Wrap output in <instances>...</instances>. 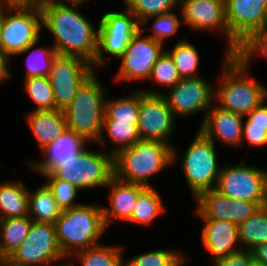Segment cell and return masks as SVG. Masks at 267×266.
I'll list each match as a JSON object with an SVG mask.
<instances>
[{
  "instance_id": "obj_1",
  "label": "cell",
  "mask_w": 267,
  "mask_h": 266,
  "mask_svg": "<svg viewBox=\"0 0 267 266\" xmlns=\"http://www.w3.org/2000/svg\"><path fill=\"white\" fill-rule=\"evenodd\" d=\"M81 5L83 3L49 0L41 9L42 26L53 34V47L58 54L82 58L93 66L98 28L76 10Z\"/></svg>"
},
{
  "instance_id": "obj_2",
  "label": "cell",
  "mask_w": 267,
  "mask_h": 266,
  "mask_svg": "<svg viewBox=\"0 0 267 266\" xmlns=\"http://www.w3.org/2000/svg\"><path fill=\"white\" fill-rule=\"evenodd\" d=\"M214 98L220 108L246 116L267 100V87L248 74L250 66L238 54H226Z\"/></svg>"
},
{
  "instance_id": "obj_3",
  "label": "cell",
  "mask_w": 267,
  "mask_h": 266,
  "mask_svg": "<svg viewBox=\"0 0 267 266\" xmlns=\"http://www.w3.org/2000/svg\"><path fill=\"white\" fill-rule=\"evenodd\" d=\"M175 148L161 141L140 139L113 156L114 176L128 183L152 187L148 179L178 159Z\"/></svg>"
},
{
  "instance_id": "obj_4",
  "label": "cell",
  "mask_w": 267,
  "mask_h": 266,
  "mask_svg": "<svg viewBox=\"0 0 267 266\" xmlns=\"http://www.w3.org/2000/svg\"><path fill=\"white\" fill-rule=\"evenodd\" d=\"M94 72L78 88L76 96L64 111L68 129L87 142L96 141L105 147L102 131L106 113V98L103 85ZM103 144V145H102Z\"/></svg>"
},
{
  "instance_id": "obj_5",
  "label": "cell",
  "mask_w": 267,
  "mask_h": 266,
  "mask_svg": "<svg viewBox=\"0 0 267 266\" xmlns=\"http://www.w3.org/2000/svg\"><path fill=\"white\" fill-rule=\"evenodd\" d=\"M54 224L58 245L66 258L101 244L99 237L107 229L102 206L95 204L65 209Z\"/></svg>"
},
{
  "instance_id": "obj_6",
  "label": "cell",
  "mask_w": 267,
  "mask_h": 266,
  "mask_svg": "<svg viewBox=\"0 0 267 266\" xmlns=\"http://www.w3.org/2000/svg\"><path fill=\"white\" fill-rule=\"evenodd\" d=\"M56 179L77 189L106 187L114 176L113 156L104 151L81 150L76 158L63 160L49 171Z\"/></svg>"
},
{
  "instance_id": "obj_7",
  "label": "cell",
  "mask_w": 267,
  "mask_h": 266,
  "mask_svg": "<svg viewBox=\"0 0 267 266\" xmlns=\"http://www.w3.org/2000/svg\"><path fill=\"white\" fill-rule=\"evenodd\" d=\"M215 144L198 130L184 152L181 167L194 199L201 192L216 187L221 167Z\"/></svg>"
},
{
  "instance_id": "obj_8",
  "label": "cell",
  "mask_w": 267,
  "mask_h": 266,
  "mask_svg": "<svg viewBox=\"0 0 267 266\" xmlns=\"http://www.w3.org/2000/svg\"><path fill=\"white\" fill-rule=\"evenodd\" d=\"M239 164L221 166L214 189L235 200L267 206V170L247 166L244 161Z\"/></svg>"
},
{
  "instance_id": "obj_9",
  "label": "cell",
  "mask_w": 267,
  "mask_h": 266,
  "mask_svg": "<svg viewBox=\"0 0 267 266\" xmlns=\"http://www.w3.org/2000/svg\"><path fill=\"white\" fill-rule=\"evenodd\" d=\"M41 11L35 9L7 8L3 6L0 28V50L9 60L40 39Z\"/></svg>"
},
{
  "instance_id": "obj_10",
  "label": "cell",
  "mask_w": 267,
  "mask_h": 266,
  "mask_svg": "<svg viewBox=\"0 0 267 266\" xmlns=\"http://www.w3.org/2000/svg\"><path fill=\"white\" fill-rule=\"evenodd\" d=\"M140 30V23L136 16L124 9L121 12L104 13L98 25L97 50L93 69L95 66H105L106 56L104 52L111 56L118 57L124 53L131 38Z\"/></svg>"
},
{
  "instance_id": "obj_11",
  "label": "cell",
  "mask_w": 267,
  "mask_h": 266,
  "mask_svg": "<svg viewBox=\"0 0 267 266\" xmlns=\"http://www.w3.org/2000/svg\"><path fill=\"white\" fill-rule=\"evenodd\" d=\"M63 259L55 224L32 222L27 238L6 260L16 266H50Z\"/></svg>"
},
{
  "instance_id": "obj_12",
  "label": "cell",
  "mask_w": 267,
  "mask_h": 266,
  "mask_svg": "<svg viewBox=\"0 0 267 266\" xmlns=\"http://www.w3.org/2000/svg\"><path fill=\"white\" fill-rule=\"evenodd\" d=\"M225 15L231 35V54L267 25V0H224Z\"/></svg>"
},
{
  "instance_id": "obj_13",
  "label": "cell",
  "mask_w": 267,
  "mask_h": 266,
  "mask_svg": "<svg viewBox=\"0 0 267 266\" xmlns=\"http://www.w3.org/2000/svg\"><path fill=\"white\" fill-rule=\"evenodd\" d=\"M148 94H163L174 117L190 116L196 112L206 113L214 103L215 87L202 76L181 78V80L165 95L158 90H143Z\"/></svg>"
},
{
  "instance_id": "obj_14",
  "label": "cell",
  "mask_w": 267,
  "mask_h": 266,
  "mask_svg": "<svg viewBox=\"0 0 267 266\" xmlns=\"http://www.w3.org/2000/svg\"><path fill=\"white\" fill-rule=\"evenodd\" d=\"M95 70L90 62L76 56L57 54L48 75L57 110H65L78 88Z\"/></svg>"
},
{
  "instance_id": "obj_15",
  "label": "cell",
  "mask_w": 267,
  "mask_h": 266,
  "mask_svg": "<svg viewBox=\"0 0 267 266\" xmlns=\"http://www.w3.org/2000/svg\"><path fill=\"white\" fill-rule=\"evenodd\" d=\"M142 34L139 30L120 56L121 63L115 80H149L154 64L165 50L164 44Z\"/></svg>"
},
{
  "instance_id": "obj_16",
  "label": "cell",
  "mask_w": 267,
  "mask_h": 266,
  "mask_svg": "<svg viewBox=\"0 0 267 266\" xmlns=\"http://www.w3.org/2000/svg\"><path fill=\"white\" fill-rule=\"evenodd\" d=\"M176 118L163 94H148L140 90L138 132L141 140H157L171 144L169 138Z\"/></svg>"
},
{
  "instance_id": "obj_17",
  "label": "cell",
  "mask_w": 267,
  "mask_h": 266,
  "mask_svg": "<svg viewBox=\"0 0 267 266\" xmlns=\"http://www.w3.org/2000/svg\"><path fill=\"white\" fill-rule=\"evenodd\" d=\"M181 20L194 31H218L227 37L226 54H231V35L224 0H180Z\"/></svg>"
},
{
  "instance_id": "obj_18",
  "label": "cell",
  "mask_w": 267,
  "mask_h": 266,
  "mask_svg": "<svg viewBox=\"0 0 267 266\" xmlns=\"http://www.w3.org/2000/svg\"><path fill=\"white\" fill-rule=\"evenodd\" d=\"M195 200V213L202 220L230 221L237 226L261 208L255 202L235 200L215 189L201 192Z\"/></svg>"
},
{
  "instance_id": "obj_19",
  "label": "cell",
  "mask_w": 267,
  "mask_h": 266,
  "mask_svg": "<svg viewBox=\"0 0 267 266\" xmlns=\"http://www.w3.org/2000/svg\"><path fill=\"white\" fill-rule=\"evenodd\" d=\"M244 119L246 118L242 115L212 104L211 109L203 116L198 130L214 143L219 139L226 145L240 147Z\"/></svg>"
},
{
  "instance_id": "obj_20",
  "label": "cell",
  "mask_w": 267,
  "mask_h": 266,
  "mask_svg": "<svg viewBox=\"0 0 267 266\" xmlns=\"http://www.w3.org/2000/svg\"><path fill=\"white\" fill-rule=\"evenodd\" d=\"M110 188L109 207L102 206V212L106 227L113 219L128 221L136 204L139 194L146 186L136 183H128L113 176L108 182Z\"/></svg>"
},
{
  "instance_id": "obj_21",
  "label": "cell",
  "mask_w": 267,
  "mask_h": 266,
  "mask_svg": "<svg viewBox=\"0 0 267 266\" xmlns=\"http://www.w3.org/2000/svg\"><path fill=\"white\" fill-rule=\"evenodd\" d=\"M201 240L213 258L212 262L236 252L239 245L238 226L230 221L203 220Z\"/></svg>"
},
{
  "instance_id": "obj_22",
  "label": "cell",
  "mask_w": 267,
  "mask_h": 266,
  "mask_svg": "<svg viewBox=\"0 0 267 266\" xmlns=\"http://www.w3.org/2000/svg\"><path fill=\"white\" fill-rule=\"evenodd\" d=\"M87 143L83 137L68 129L42 149L45 159L25 162L34 172L44 174L58 163H63V160L76 158V155L84 149Z\"/></svg>"
},
{
  "instance_id": "obj_23",
  "label": "cell",
  "mask_w": 267,
  "mask_h": 266,
  "mask_svg": "<svg viewBox=\"0 0 267 266\" xmlns=\"http://www.w3.org/2000/svg\"><path fill=\"white\" fill-rule=\"evenodd\" d=\"M27 123L41 150L68 130L63 110L30 111Z\"/></svg>"
},
{
  "instance_id": "obj_24",
  "label": "cell",
  "mask_w": 267,
  "mask_h": 266,
  "mask_svg": "<svg viewBox=\"0 0 267 266\" xmlns=\"http://www.w3.org/2000/svg\"><path fill=\"white\" fill-rule=\"evenodd\" d=\"M28 193L21 181L0 183V219L28 216Z\"/></svg>"
},
{
  "instance_id": "obj_25",
  "label": "cell",
  "mask_w": 267,
  "mask_h": 266,
  "mask_svg": "<svg viewBox=\"0 0 267 266\" xmlns=\"http://www.w3.org/2000/svg\"><path fill=\"white\" fill-rule=\"evenodd\" d=\"M32 220L29 216L0 219V260H6L27 238Z\"/></svg>"
},
{
  "instance_id": "obj_26",
  "label": "cell",
  "mask_w": 267,
  "mask_h": 266,
  "mask_svg": "<svg viewBox=\"0 0 267 266\" xmlns=\"http://www.w3.org/2000/svg\"><path fill=\"white\" fill-rule=\"evenodd\" d=\"M28 207V216L33 222L55 223L63 211L46 183L34 193L29 191Z\"/></svg>"
},
{
  "instance_id": "obj_27",
  "label": "cell",
  "mask_w": 267,
  "mask_h": 266,
  "mask_svg": "<svg viewBox=\"0 0 267 266\" xmlns=\"http://www.w3.org/2000/svg\"><path fill=\"white\" fill-rule=\"evenodd\" d=\"M238 238L239 246L249 251L267 242V206L238 225Z\"/></svg>"
},
{
  "instance_id": "obj_28",
  "label": "cell",
  "mask_w": 267,
  "mask_h": 266,
  "mask_svg": "<svg viewBox=\"0 0 267 266\" xmlns=\"http://www.w3.org/2000/svg\"><path fill=\"white\" fill-rule=\"evenodd\" d=\"M158 190L146 187L138 196L127 222L148 225L152 223L162 212H165L164 204Z\"/></svg>"
},
{
  "instance_id": "obj_29",
  "label": "cell",
  "mask_w": 267,
  "mask_h": 266,
  "mask_svg": "<svg viewBox=\"0 0 267 266\" xmlns=\"http://www.w3.org/2000/svg\"><path fill=\"white\" fill-rule=\"evenodd\" d=\"M140 109V89L128 96L106 99L104 121H117L137 125Z\"/></svg>"
},
{
  "instance_id": "obj_30",
  "label": "cell",
  "mask_w": 267,
  "mask_h": 266,
  "mask_svg": "<svg viewBox=\"0 0 267 266\" xmlns=\"http://www.w3.org/2000/svg\"><path fill=\"white\" fill-rule=\"evenodd\" d=\"M122 246L98 244L74 253L81 266H124Z\"/></svg>"
},
{
  "instance_id": "obj_31",
  "label": "cell",
  "mask_w": 267,
  "mask_h": 266,
  "mask_svg": "<svg viewBox=\"0 0 267 266\" xmlns=\"http://www.w3.org/2000/svg\"><path fill=\"white\" fill-rule=\"evenodd\" d=\"M39 39L30 44L24 51L18 53V55H23L25 53H29L26 57V70L25 77H48L53 60L55 56L58 54L54 47L51 48H36L37 44H39Z\"/></svg>"
},
{
  "instance_id": "obj_32",
  "label": "cell",
  "mask_w": 267,
  "mask_h": 266,
  "mask_svg": "<svg viewBox=\"0 0 267 266\" xmlns=\"http://www.w3.org/2000/svg\"><path fill=\"white\" fill-rule=\"evenodd\" d=\"M178 70L181 78L198 77L200 59L196 47L187 40H180L174 44L173 49L167 50Z\"/></svg>"
},
{
  "instance_id": "obj_33",
  "label": "cell",
  "mask_w": 267,
  "mask_h": 266,
  "mask_svg": "<svg viewBox=\"0 0 267 266\" xmlns=\"http://www.w3.org/2000/svg\"><path fill=\"white\" fill-rule=\"evenodd\" d=\"M187 257L180 249H155L124 262V266H184L188 262Z\"/></svg>"
},
{
  "instance_id": "obj_34",
  "label": "cell",
  "mask_w": 267,
  "mask_h": 266,
  "mask_svg": "<svg viewBox=\"0 0 267 266\" xmlns=\"http://www.w3.org/2000/svg\"><path fill=\"white\" fill-rule=\"evenodd\" d=\"M25 89L29 98L37 105L33 111L55 110L56 102L48 77L24 78Z\"/></svg>"
},
{
  "instance_id": "obj_35",
  "label": "cell",
  "mask_w": 267,
  "mask_h": 266,
  "mask_svg": "<svg viewBox=\"0 0 267 266\" xmlns=\"http://www.w3.org/2000/svg\"><path fill=\"white\" fill-rule=\"evenodd\" d=\"M102 131L107 132L109 139L116 144L114 149L108 151L114 156L120 150L133 146L140 140L137 125L117 121H103Z\"/></svg>"
},
{
  "instance_id": "obj_36",
  "label": "cell",
  "mask_w": 267,
  "mask_h": 266,
  "mask_svg": "<svg viewBox=\"0 0 267 266\" xmlns=\"http://www.w3.org/2000/svg\"><path fill=\"white\" fill-rule=\"evenodd\" d=\"M123 2L124 7L131 11L140 23L145 18L172 12L180 0H123Z\"/></svg>"
},
{
  "instance_id": "obj_37",
  "label": "cell",
  "mask_w": 267,
  "mask_h": 266,
  "mask_svg": "<svg viewBox=\"0 0 267 266\" xmlns=\"http://www.w3.org/2000/svg\"><path fill=\"white\" fill-rule=\"evenodd\" d=\"M152 19L154 20L151 27L153 33L147 36L158 42H161L162 44L165 43L164 39L174 36L177 33L182 23V21H180L181 18L178 17L174 12L151 16L140 22V30L142 32H144L145 28H147L148 22H150Z\"/></svg>"
},
{
  "instance_id": "obj_38",
  "label": "cell",
  "mask_w": 267,
  "mask_h": 266,
  "mask_svg": "<svg viewBox=\"0 0 267 266\" xmlns=\"http://www.w3.org/2000/svg\"><path fill=\"white\" fill-rule=\"evenodd\" d=\"M149 79L163 88H172L181 77L170 54L165 50L154 64Z\"/></svg>"
},
{
  "instance_id": "obj_39",
  "label": "cell",
  "mask_w": 267,
  "mask_h": 266,
  "mask_svg": "<svg viewBox=\"0 0 267 266\" xmlns=\"http://www.w3.org/2000/svg\"><path fill=\"white\" fill-rule=\"evenodd\" d=\"M41 175L46 176V184L51 189L53 197L62 210L81 205V203L74 202L77 192L80 191L79 189L68 182L56 179L50 172Z\"/></svg>"
},
{
  "instance_id": "obj_40",
  "label": "cell",
  "mask_w": 267,
  "mask_h": 266,
  "mask_svg": "<svg viewBox=\"0 0 267 266\" xmlns=\"http://www.w3.org/2000/svg\"><path fill=\"white\" fill-rule=\"evenodd\" d=\"M258 54L267 59V25L245 43L238 53L248 65H250V60Z\"/></svg>"
},
{
  "instance_id": "obj_41",
  "label": "cell",
  "mask_w": 267,
  "mask_h": 266,
  "mask_svg": "<svg viewBox=\"0 0 267 266\" xmlns=\"http://www.w3.org/2000/svg\"><path fill=\"white\" fill-rule=\"evenodd\" d=\"M253 258L252 251L240 249L213 262V266H249Z\"/></svg>"
},
{
  "instance_id": "obj_42",
  "label": "cell",
  "mask_w": 267,
  "mask_h": 266,
  "mask_svg": "<svg viewBox=\"0 0 267 266\" xmlns=\"http://www.w3.org/2000/svg\"><path fill=\"white\" fill-rule=\"evenodd\" d=\"M265 102L245 116L247 119L243 122V127L265 128L267 132V104Z\"/></svg>"
},
{
  "instance_id": "obj_43",
  "label": "cell",
  "mask_w": 267,
  "mask_h": 266,
  "mask_svg": "<svg viewBox=\"0 0 267 266\" xmlns=\"http://www.w3.org/2000/svg\"><path fill=\"white\" fill-rule=\"evenodd\" d=\"M246 140L250 146L262 147L267 145V132L265 128L243 127L242 142Z\"/></svg>"
},
{
  "instance_id": "obj_44",
  "label": "cell",
  "mask_w": 267,
  "mask_h": 266,
  "mask_svg": "<svg viewBox=\"0 0 267 266\" xmlns=\"http://www.w3.org/2000/svg\"><path fill=\"white\" fill-rule=\"evenodd\" d=\"M49 0H0V3L7 8L35 9L41 11L42 7Z\"/></svg>"
},
{
  "instance_id": "obj_45",
  "label": "cell",
  "mask_w": 267,
  "mask_h": 266,
  "mask_svg": "<svg viewBox=\"0 0 267 266\" xmlns=\"http://www.w3.org/2000/svg\"><path fill=\"white\" fill-rule=\"evenodd\" d=\"M8 64H10L9 60L3 55L0 50V85L11 78V76L13 75Z\"/></svg>"
},
{
  "instance_id": "obj_46",
  "label": "cell",
  "mask_w": 267,
  "mask_h": 266,
  "mask_svg": "<svg viewBox=\"0 0 267 266\" xmlns=\"http://www.w3.org/2000/svg\"><path fill=\"white\" fill-rule=\"evenodd\" d=\"M253 257L267 266V242L252 250Z\"/></svg>"
},
{
  "instance_id": "obj_47",
  "label": "cell",
  "mask_w": 267,
  "mask_h": 266,
  "mask_svg": "<svg viewBox=\"0 0 267 266\" xmlns=\"http://www.w3.org/2000/svg\"><path fill=\"white\" fill-rule=\"evenodd\" d=\"M249 266H266L262 262L258 261L254 257L251 259Z\"/></svg>"
},
{
  "instance_id": "obj_48",
  "label": "cell",
  "mask_w": 267,
  "mask_h": 266,
  "mask_svg": "<svg viewBox=\"0 0 267 266\" xmlns=\"http://www.w3.org/2000/svg\"><path fill=\"white\" fill-rule=\"evenodd\" d=\"M62 2H78V3H85L87 0H58Z\"/></svg>"
},
{
  "instance_id": "obj_49",
  "label": "cell",
  "mask_w": 267,
  "mask_h": 266,
  "mask_svg": "<svg viewBox=\"0 0 267 266\" xmlns=\"http://www.w3.org/2000/svg\"><path fill=\"white\" fill-rule=\"evenodd\" d=\"M2 16H3V5L0 3V28L2 23Z\"/></svg>"
},
{
  "instance_id": "obj_50",
  "label": "cell",
  "mask_w": 267,
  "mask_h": 266,
  "mask_svg": "<svg viewBox=\"0 0 267 266\" xmlns=\"http://www.w3.org/2000/svg\"><path fill=\"white\" fill-rule=\"evenodd\" d=\"M5 266H16V265L10 264L7 260H5ZM59 266H67V263H64V264L59 265Z\"/></svg>"
},
{
  "instance_id": "obj_51",
  "label": "cell",
  "mask_w": 267,
  "mask_h": 266,
  "mask_svg": "<svg viewBox=\"0 0 267 266\" xmlns=\"http://www.w3.org/2000/svg\"><path fill=\"white\" fill-rule=\"evenodd\" d=\"M0 266H5V260L3 261L0 260Z\"/></svg>"
},
{
  "instance_id": "obj_52",
  "label": "cell",
  "mask_w": 267,
  "mask_h": 266,
  "mask_svg": "<svg viewBox=\"0 0 267 266\" xmlns=\"http://www.w3.org/2000/svg\"><path fill=\"white\" fill-rule=\"evenodd\" d=\"M68 264H67V266H74V265H72L71 263H69V262H67Z\"/></svg>"
}]
</instances>
